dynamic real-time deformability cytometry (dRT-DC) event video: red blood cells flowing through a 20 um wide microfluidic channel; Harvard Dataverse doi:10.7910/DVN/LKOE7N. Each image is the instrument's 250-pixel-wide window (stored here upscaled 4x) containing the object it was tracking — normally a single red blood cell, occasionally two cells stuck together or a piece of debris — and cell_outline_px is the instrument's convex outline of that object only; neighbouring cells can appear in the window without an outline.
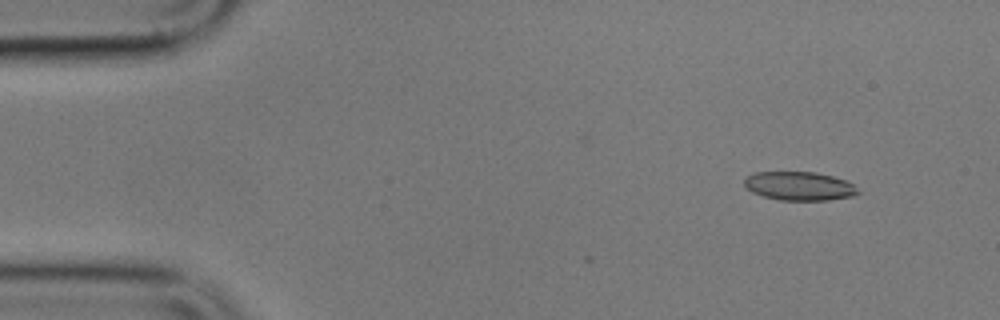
{"species": "common noctule bat (a hibernating species)", "species_latin": "Nyctalus noctula", "temperature_condition": "cold", "stored_images_in_passage": 5, "camera_frame_rate_fps": 3000, "um_per_image_px": 0.085, "animal": {"sex": "male", "body_mass_g": 17.9}, "frame": {"image": 1, "passage_image": 2, "time_ms": 1.0, "image_size_px": [1000, 320], "cell_outline_px": [[860, 192], [852, 196], [828, 200], [780, 200], [764, 196], [752, 192], [744, 184], [744, 180], [748, 176], [756, 172], [816, 172], [848, 180]], "centroid_in_image_um": [67.96, 15.81], "position_along_channel_um": 17.0, "area_um2": 18.9}}
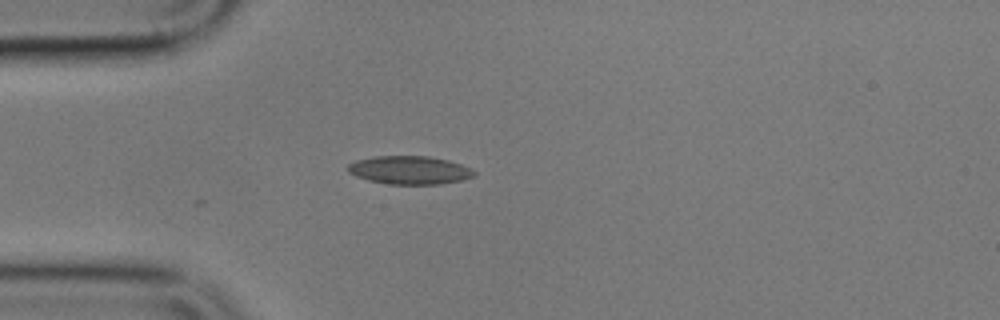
{"frame": {"image": 2, "passage_image": 5, "time_ms": 4.333, "image_size_px": [1000, 320], "cell_outline_px": [[476, 176], [460, 180], [440, 184], [388, 184], [368, 180], [356, 176], [348, 172], [348, 164], [356, 160], [372, 156], [428, 156], [448, 160], [460, 164], [476, 172]], "centroid_in_image_um": [34.79, 14.45], "position_along_channel_um": 50.2, "area_um2": 20.75}}